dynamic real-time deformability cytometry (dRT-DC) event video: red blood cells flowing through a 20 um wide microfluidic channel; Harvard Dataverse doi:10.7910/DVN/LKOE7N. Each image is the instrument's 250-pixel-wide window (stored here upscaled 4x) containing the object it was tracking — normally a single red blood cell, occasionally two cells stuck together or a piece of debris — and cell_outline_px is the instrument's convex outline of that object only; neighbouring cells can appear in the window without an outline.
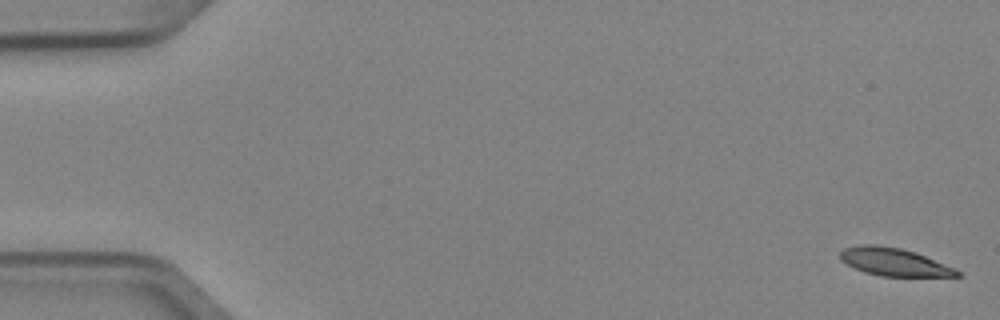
{"species": "Egyptian fruit bat (a non-hibernating species)", "species_latin": "Rousettus aegyptiacus", "temperature_condition": "cold", "stored_images_in_passage": 5, "camera_frame_rate_fps": 3000, "um_per_image_px": 0.085, "animal": {"sex": "female"}, "frame": {"image": 1, "passage_image": 1, "time_ms": 0.0, "image_size_px": [1000, 320], "cell_outline_px": [[964, 276], [880, 276], [864, 272], [840, 260], [840, 252], [844, 248], [860, 244], [876, 244], [900, 248], [916, 252], [956, 268], [964, 272]], "centroid_in_image_um": [76.05, 22.26], "position_along_channel_um": 9.0, "area_um2": 19.13}}
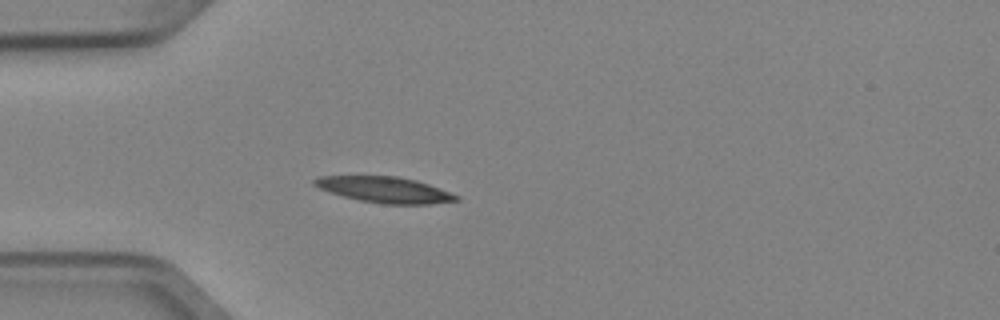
{"frame": {"image": 2, "passage_image": 5, "time_ms": 1.333, "image_size_px": [1000, 320], "cell_outline_px": [[460, 200], [428, 204], [384, 204], [360, 200], [344, 196], [320, 188], [312, 184], [312, 180], [320, 176], [396, 176], [416, 180], [428, 184], [460, 196]], "centroid_in_image_um": [32.72, 16.12], "position_along_channel_um": 52.3, "area_um2": 21.15}}